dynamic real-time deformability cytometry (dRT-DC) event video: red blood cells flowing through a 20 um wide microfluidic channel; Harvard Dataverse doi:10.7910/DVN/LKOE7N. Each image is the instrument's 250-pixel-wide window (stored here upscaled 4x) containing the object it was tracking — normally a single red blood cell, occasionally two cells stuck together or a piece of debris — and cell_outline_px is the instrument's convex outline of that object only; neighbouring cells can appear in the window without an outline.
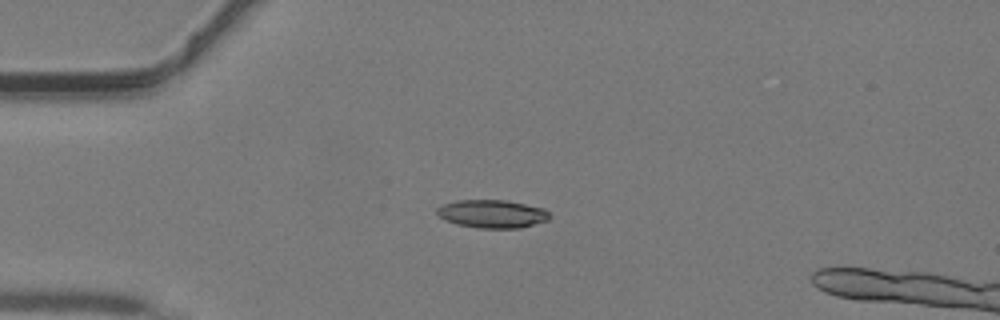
{"species": "common noctule bat (a hibernating species)", "species_latin": "Nyctalus noctula", "temperature_condition": "warm", "stored_images_in_passage": 37, "camera_frame_rate_fps": 3000, "um_per_image_px": 0.085, "animal": {"sex": "male", "body_mass_g": 19.2, "forearm_length_mm": 51.8}, "frame": {"image": 1, "passage_image": 6, "time_ms": 1.667, "image_size_px": [1000, 320], "cell_outline_px": [[552, 216], [548, 220], [520, 228], [476, 228], [456, 224], [444, 220], [436, 212], [436, 208], [444, 204], [456, 200], [508, 200], [544, 208]], "centroid_in_image_um": [41.84, 18.17], "position_along_channel_um": 43.2, "area_um2": 18.61}}
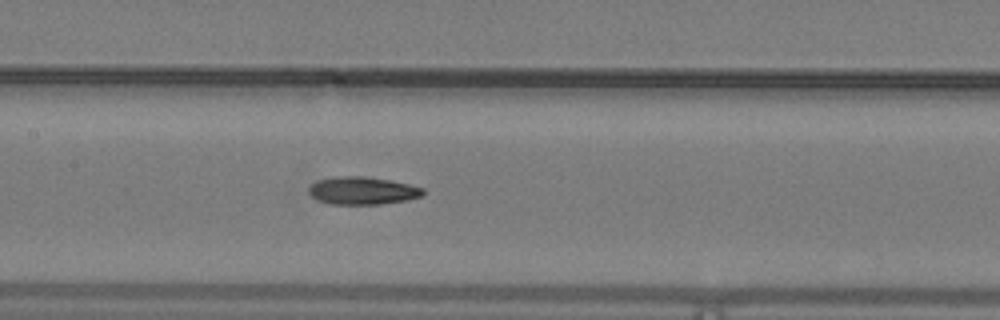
{"frame": {"image": 2, "passage_image": 16, "time_ms": 5.0, "image_size_px": [1000, 320], "cell_outline_px": [[424, 192], [420, 196], [408, 200], [380, 204], [332, 204], [320, 200], [312, 196], [308, 192], [308, 188], [316, 180], [336, 176], [364, 176], [388, 180], [408, 184], [424, 188]], "centroid_in_image_um": [30.79, 16.2], "position_along_channel_um": 176.6, "area_um2": 18.32}}
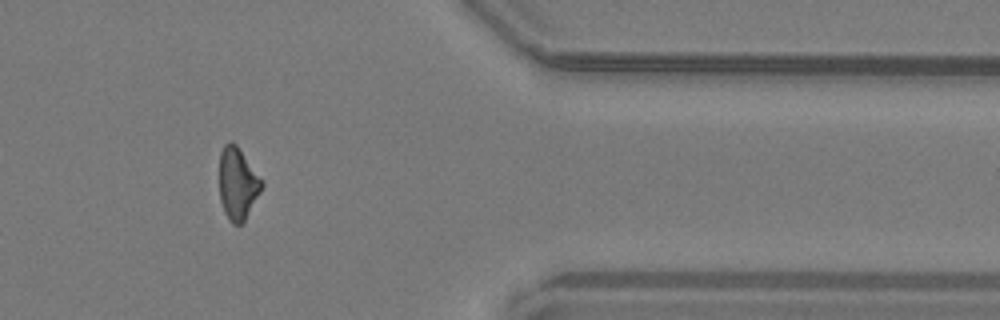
{"frame": {"image": 3, "passage_image": 31, "time_ms": 10.0, "image_size_px": [1000, 320], "cell_outline_px": [[264, 184], [244, 224], [232, 224], [228, 220], [224, 212], [220, 200], [220, 152], [224, 144], [228, 140], [232, 140], [236, 144]], "centroid_in_image_um": [20.18, 15.64], "position_along_channel_um": 391.2, "area_um2": 17.8}}